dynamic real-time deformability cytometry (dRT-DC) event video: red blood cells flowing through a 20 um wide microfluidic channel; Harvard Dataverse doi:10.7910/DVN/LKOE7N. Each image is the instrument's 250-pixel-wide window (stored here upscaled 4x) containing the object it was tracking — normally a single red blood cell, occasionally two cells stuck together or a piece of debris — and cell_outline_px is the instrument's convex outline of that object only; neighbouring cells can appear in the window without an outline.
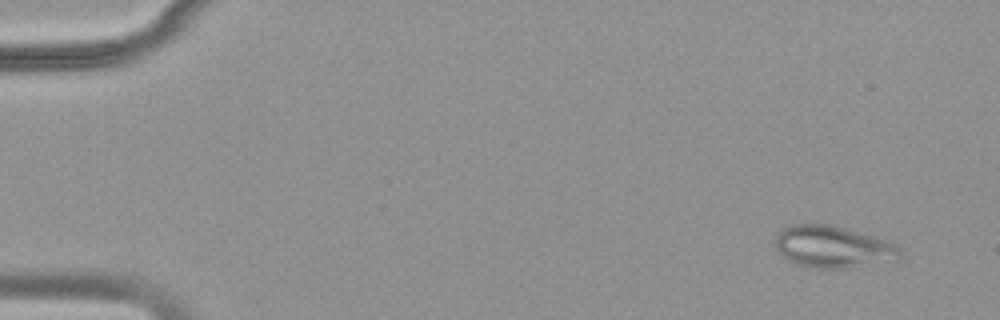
{"species": "common noctule bat (a hibernating species)", "species_latin": "Nyctalus noctula", "temperature_condition": "warm", "stored_images_in_passage": 50, "camera_frame_rate_fps": 3000, "um_per_image_px": 0.085, "animal": {"sex": "female", "body_mass_g": 18.4}, "frame": {"image": 1, "passage_image": 2, "time_ms": 0.333, "image_size_px": [1000, 320], "cell_outline_px": [[900, 260], [848, 268], [820, 268], [796, 264], [780, 256], [776, 252], [776, 236], [788, 224], [832, 224], [872, 236], [896, 244], [900, 252]], "centroid_in_image_um": [70.78, 20.99], "position_along_channel_um": 14.2, "area_um2": 30.52}}
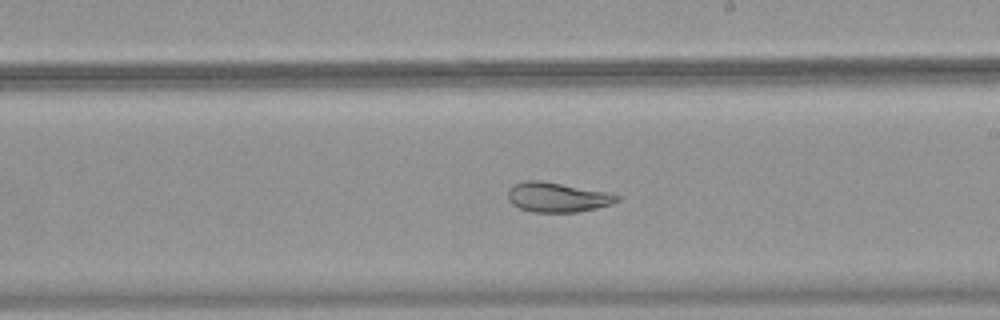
{"frame": {"image": 2, "passage_image": 29, "time_ms": 9.333, "image_size_px": [1000, 320], "cell_outline_px": [[620, 200], [612, 204], [596, 208], [576, 212], [532, 212], [520, 208], [512, 204], [508, 200], [508, 188], [512, 184], [524, 180], [540, 180], [612, 192], [620, 196]], "centroid_in_image_um": [47.38, 16.75], "position_along_channel_um": 241.6, "area_um2": 19.25}}
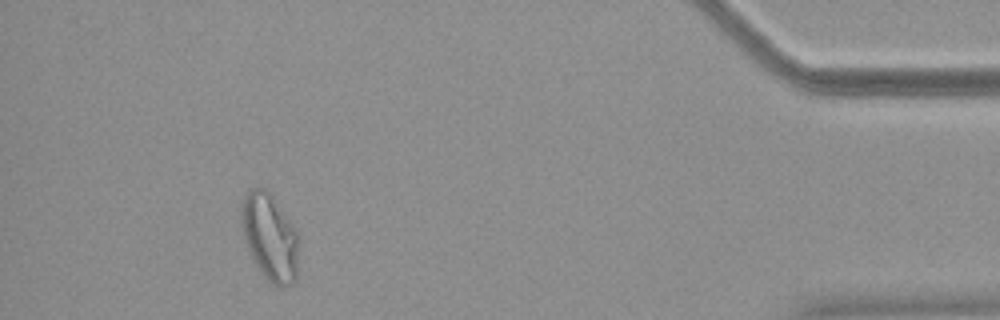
{"frame": {"image": 3, "passage_image": 46, "time_ms": 15.0, "image_size_px": [1000, 320], "cell_outline_px": [[296, 280], [292, 284], [284, 288], [280, 288], [272, 284], [264, 276], [252, 260], [240, 224], [240, 204], [248, 188], [264, 188], [268, 192], [296, 228]], "centroid_in_image_um": [22.88, 20.15], "position_along_channel_um": 412.3, "area_um2": 28.9}}